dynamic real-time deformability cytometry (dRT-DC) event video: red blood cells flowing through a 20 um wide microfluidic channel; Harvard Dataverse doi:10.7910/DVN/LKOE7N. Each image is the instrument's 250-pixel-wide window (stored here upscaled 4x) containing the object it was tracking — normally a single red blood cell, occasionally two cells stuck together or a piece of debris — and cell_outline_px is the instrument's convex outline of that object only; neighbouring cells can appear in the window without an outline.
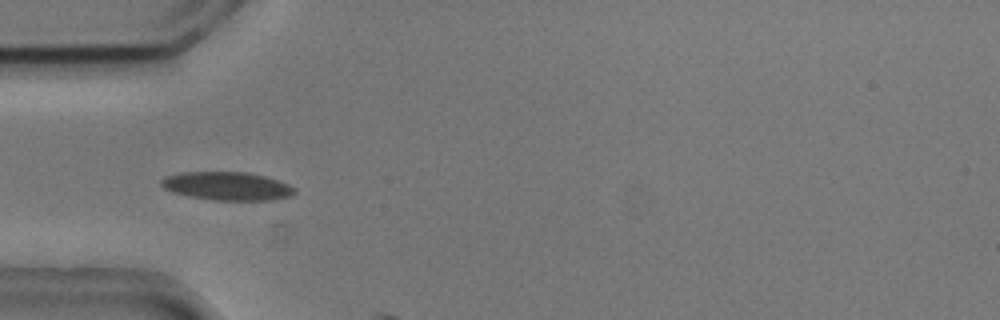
{"species": "common noctule bat (a hibernating species)", "species_latin": "Nyctalus noctula", "temperature_condition": "cold", "stored_images_in_passage": 9, "camera_frame_rate_fps": 3000, "um_per_image_px": 0.085, "animal": {"sex": "male", "body_mass_g": 20.5, "forearm_length_mm": 52.5}, "frame": {"image": 1, "passage_image": 8, "time_ms": 2.333, "image_size_px": [1000, 320], "cell_outline_px": [[296, 192], [288, 196], [272, 200], [212, 200], [188, 196], [172, 192], [164, 188], [160, 184], [160, 180], [168, 176], [184, 172], [248, 172], [264, 176], [288, 184], [296, 188]], "centroid_in_image_um": [19.3, 15.82], "position_along_channel_um": 65.7, "area_um2": 21.91}}